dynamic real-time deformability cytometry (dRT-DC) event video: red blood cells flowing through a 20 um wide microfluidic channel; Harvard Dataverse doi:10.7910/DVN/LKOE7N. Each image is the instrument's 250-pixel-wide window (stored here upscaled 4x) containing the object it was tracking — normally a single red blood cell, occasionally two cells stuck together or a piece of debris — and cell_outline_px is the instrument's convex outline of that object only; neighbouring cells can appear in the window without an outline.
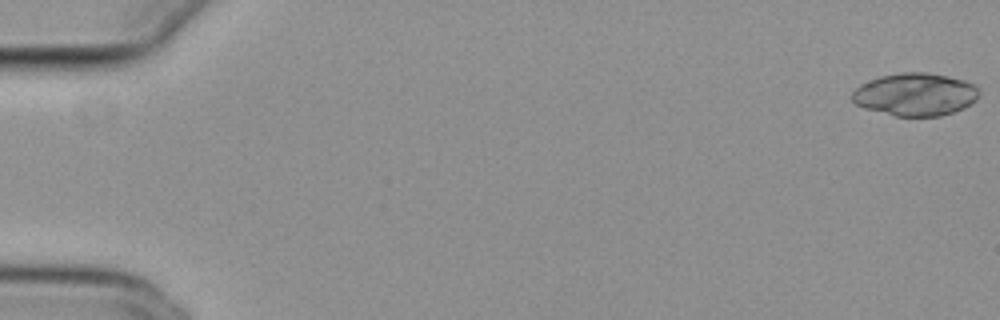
{"species": "common noctule bat (a hibernating species)", "species_latin": "Nyctalus noctula", "temperature_condition": "cold", "stored_images_in_passage": 8, "camera_frame_rate_fps": 3000, "um_per_image_px": 0.085, "animal": {"sex": "female", "body_mass_g": 29.2, "forearm_length_mm": 56.3}, "frame": {"image": 1, "passage_image": 1, "time_ms": 0.0, "image_size_px": [1000, 320], "cell_outline_px": [[980, 92], [976, 100], [964, 108], [940, 116], [896, 116], [864, 108], [856, 104], [852, 100], [852, 92], [860, 84], [880, 76], [900, 72], [928, 72], [948, 76], [964, 80], [976, 84], [980, 88]], "centroid_in_image_um": [77.82, 8.01], "position_along_channel_um": 7.2, "area_um2": 31.85}}